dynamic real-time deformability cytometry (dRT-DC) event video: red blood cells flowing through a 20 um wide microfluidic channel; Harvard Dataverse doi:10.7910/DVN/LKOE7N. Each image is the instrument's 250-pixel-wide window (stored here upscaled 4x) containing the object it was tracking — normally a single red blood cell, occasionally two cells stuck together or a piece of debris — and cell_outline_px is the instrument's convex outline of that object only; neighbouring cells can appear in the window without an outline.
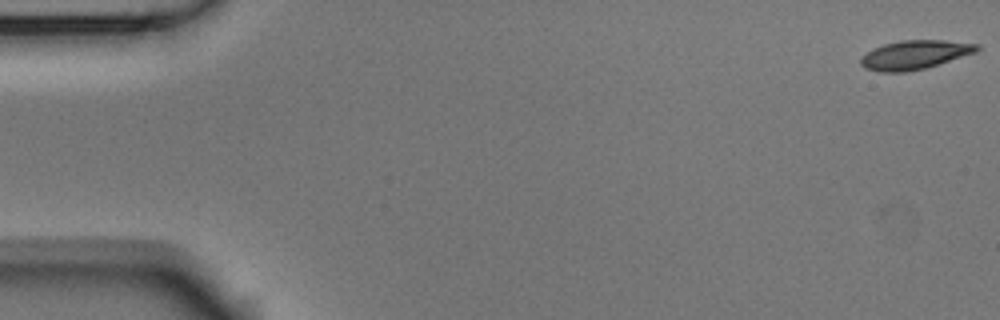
{"species": "Egyptian fruit bat (a non-hibernating species)", "species_latin": "Rousettus aegyptiacus", "temperature_condition": "room temperature", "stored_images_in_passage": 3, "camera_frame_rate_fps": 3000, "um_per_image_px": 0.085, "animal": {"sex": "male"}, "frame": {"image": 1, "passage_image": 1, "time_ms": 0.0, "image_size_px": [1000, 320], "cell_outline_px": [[980, 48], [976, 52], [924, 68], [908, 72], [880, 72], [864, 68], [860, 64], [860, 60], [868, 52], [884, 44], [900, 40], [944, 40], [980, 44]], "centroid_in_image_um": [77.76, 4.65], "position_along_channel_um": 7.2, "area_um2": 19.36}}